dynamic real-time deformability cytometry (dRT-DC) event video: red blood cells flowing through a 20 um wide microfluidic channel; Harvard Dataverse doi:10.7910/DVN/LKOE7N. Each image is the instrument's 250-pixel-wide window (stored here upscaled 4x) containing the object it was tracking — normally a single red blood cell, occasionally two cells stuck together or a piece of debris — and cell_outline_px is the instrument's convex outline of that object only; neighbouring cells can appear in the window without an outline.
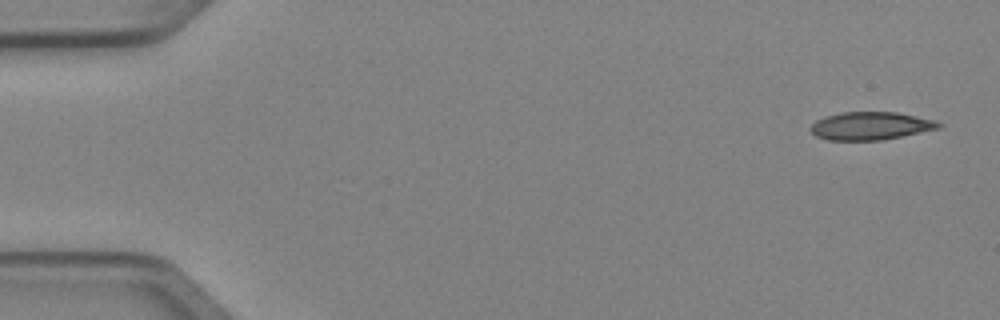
{"species": "Egyptian fruit bat (a non-hibernating species)", "species_latin": "Rousettus aegyptiacus", "temperature_condition": "cold", "stored_images_in_passage": 5, "camera_frame_rate_fps": 3000, "um_per_image_px": 0.085, "animal": {"sex": "female"}, "frame": {"image": 1, "passage_image": 1, "time_ms": 0.0, "image_size_px": [1000, 320], "cell_outline_px": [[944, 124], [940, 128], [884, 140], [828, 140], [816, 136], [808, 128], [816, 120], [824, 116], [844, 112], [896, 112], [936, 120]], "centroid_in_image_um": [74.01, 10.7], "position_along_channel_um": 11.0, "area_um2": 20.98}}
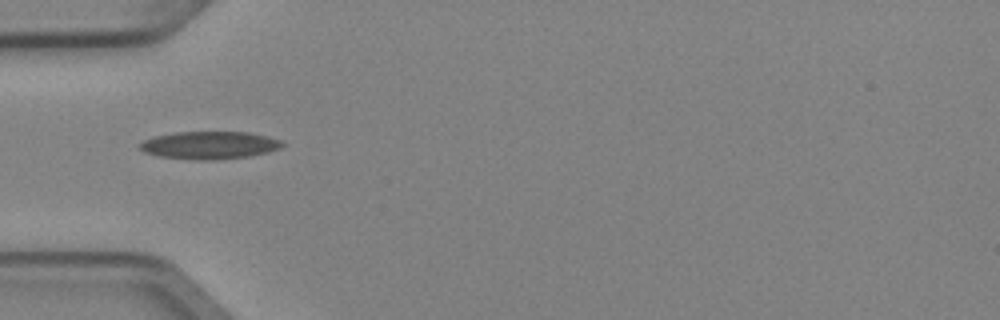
{"frame": {"image": 2, "passage_image": 5, "time_ms": 1.333, "image_size_px": [1000, 320], "cell_outline_px": [[284, 144], [280, 148], [268, 152], [248, 156], [216, 160], [200, 160], [156, 156], [144, 152], [140, 148], [140, 144], [144, 140], [152, 136], [176, 132], [248, 132], [268, 136], [280, 140]], "centroid_in_image_um": [17.79, 12.34], "position_along_channel_um": 67.2, "area_um2": 23.0}}